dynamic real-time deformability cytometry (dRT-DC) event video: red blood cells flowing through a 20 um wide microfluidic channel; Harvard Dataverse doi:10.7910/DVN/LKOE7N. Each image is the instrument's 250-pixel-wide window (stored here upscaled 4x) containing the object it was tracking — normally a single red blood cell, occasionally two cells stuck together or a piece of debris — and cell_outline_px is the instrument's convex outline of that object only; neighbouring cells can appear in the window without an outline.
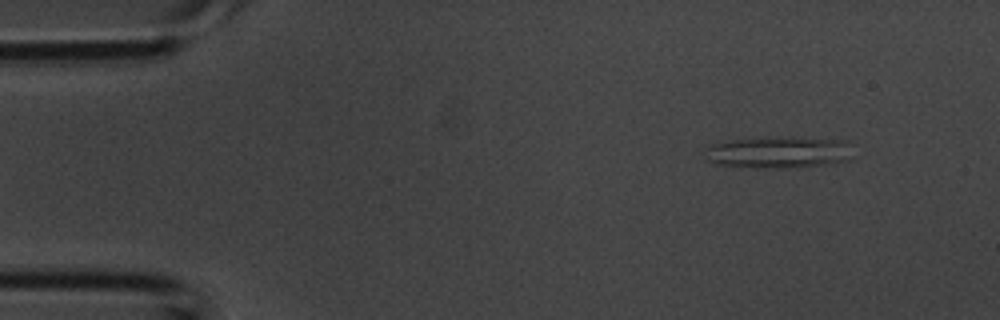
{"species": "common noctule bat (a hibernating species)", "species_latin": "Nyctalus noctula", "temperature_condition": "room temperature", "stored_images_in_passage": 3, "camera_frame_rate_fps": 3000, "um_per_image_px": 0.085, "animal": {"sex": "male", "body_mass_g": 20.1, "forearm_length_mm": 53.5}, "frame": {"image": 1, "passage_image": 1, "time_ms": 0.0, "image_size_px": [1000, 320], "cell_outline_px": [[848, 160], [824, 164], [792, 168], [764, 168], [720, 164], [708, 160], [708, 148], [716, 144], [732, 140], [760, 136], [768, 136], [848, 140]], "centroid_in_image_um": [66.21, 12.93], "position_along_channel_um": 18.8, "area_um2": 26.88}}
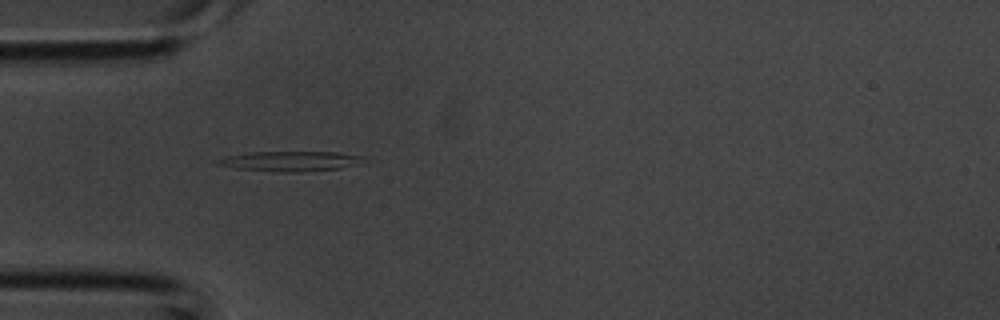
{"frame": {"image": 2, "passage_image": 3, "time_ms": 0.667, "image_size_px": [1000, 320], "cell_outline_px": [[368, 164], [340, 168], [300, 172], [284, 172], [236, 168], [216, 164], [212, 160], [224, 156], [248, 152], [336, 152], [368, 156]], "centroid_in_image_um": [24.8, 13.69], "position_along_channel_um": 60.2, "area_um2": 17.57}}